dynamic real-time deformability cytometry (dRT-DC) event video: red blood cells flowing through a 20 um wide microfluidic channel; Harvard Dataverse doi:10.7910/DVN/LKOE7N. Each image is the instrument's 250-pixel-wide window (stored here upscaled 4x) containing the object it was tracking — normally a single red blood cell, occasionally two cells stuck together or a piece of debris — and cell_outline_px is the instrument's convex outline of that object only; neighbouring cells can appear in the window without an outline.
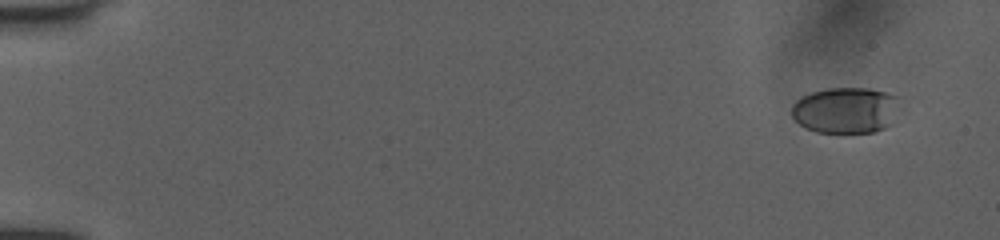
{"species": "human", "species_latin": "Homo sapiens", "temperature_condition": "room temperature", "stored_images_in_passage": 53, "camera_frame_rate_fps": 3000, "um_per_image_px": 0.085, "donor": {"sex": "female"}, "frame": {"image": 1, "passage_image": 4, "time_ms": 1.0, "image_size_px": [1000, 240], "cell_outline_px": [[904, 108], [892, 124], [884, 128], [872, 132], [816, 132], [804, 128], [792, 116], [792, 104], [796, 100], [812, 92], [828, 88], [868, 88], [900, 96]], "centroid_in_image_um": [72.0, 9.36], "position_along_channel_um": 13.0, "area_um2": 29.77}}
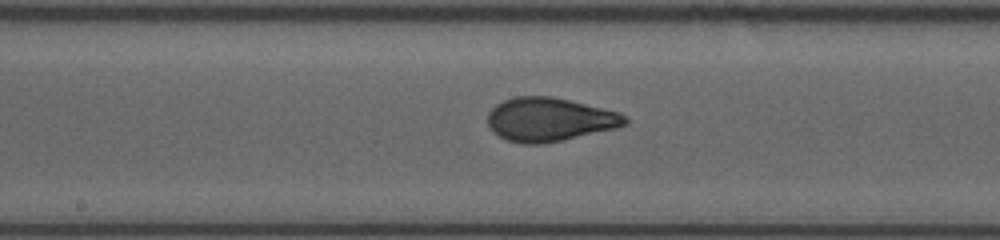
{"frame": {"image": 2, "passage_image": 30, "time_ms": 9.667, "image_size_px": [1000, 240], "cell_outline_px": [[628, 124], [616, 128], [560, 140], [540, 144], [520, 144], [504, 140], [492, 132], [488, 128], [488, 112], [496, 104], [504, 100], [516, 96], [552, 96], [620, 112], [628, 116]], "centroid_in_image_um": [46.68, 10.16], "position_along_channel_um": 201.5, "area_um2": 35.14}}
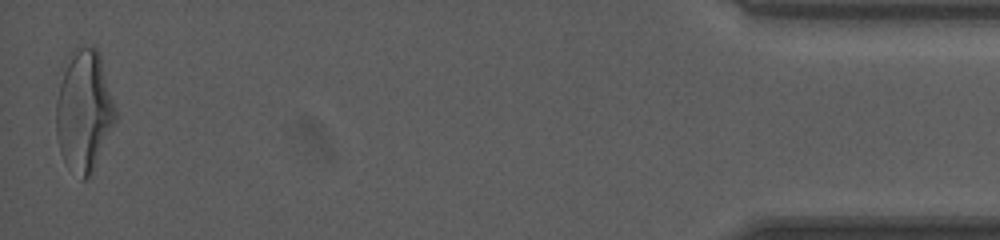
{"frame": {"image": 3, "passage_image": 53, "time_ms": 17.333, "image_size_px": [1000, 240], "cell_outline_px": [[116, 120], [92, 172], [84, 180], [80, 180], [64, 160], [60, 152], [56, 132], [56, 100], [60, 84], [64, 72], [72, 56], [80, 48], [96, 48], [100, 52], [116, 108]], "centroid_in_image_um": [7.16, 9.48], "position_along_channel_um": 428.0, "area_um2": 41.1}, "authors_computed_cell_mechanics": {"area_um2": 34.1598, "velocity_mm_per_s": 4.0128, "shape_relaxation_time_tau1_ms": 4.3972, "shape_relaxation_time_tau2_ms": null, "deformation_change_tau1": 0.1869, "deformation_change_tau2": null}}